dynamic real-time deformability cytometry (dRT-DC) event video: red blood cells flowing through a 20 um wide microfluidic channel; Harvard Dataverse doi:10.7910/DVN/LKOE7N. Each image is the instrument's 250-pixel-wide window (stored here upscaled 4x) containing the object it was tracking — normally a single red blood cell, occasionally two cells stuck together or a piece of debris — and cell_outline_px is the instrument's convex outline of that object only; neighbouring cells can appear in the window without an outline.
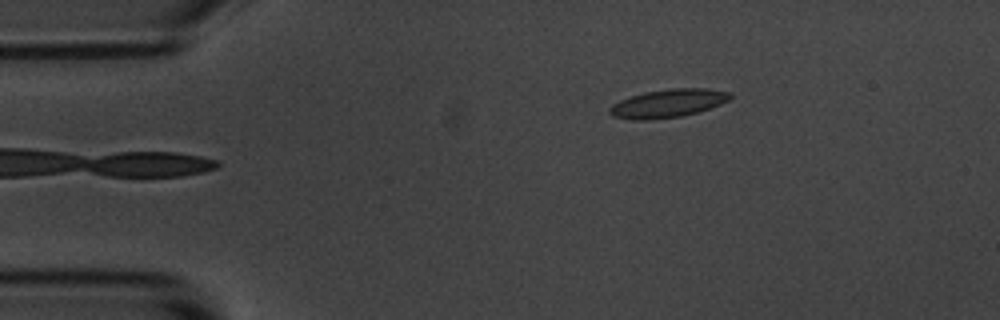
{"species": "common noctule bat (a hibernating species)", "species_latin": "Nyctalus noctula", "temperature_condition": "room temperature", "stored_images_in_passage": 5, "camera_frame_rate_fps": 3000, "um_per_image_px": 0.085, "animal": {"sex": "male", "body_mass_g": 20.1, "forearm_length_mm": 53.5}, "frame": {"image": 1, "passage_image": 5, "time_ms": 1.333, "image_size_px": [1000, 320], "cell_outline_px": [[732, 96], [728, 100], [720, 104], [696, 112], [680, 116], [652, 120], [636, 120], [612, 116], [608, 112], [608, 108], [612, 104], [620, 100], [644, 92], [672, 88], [704, 88], [732, 92]], "centroid_in_image_um": [56.75, 8.78], "position_along_channel_um": 28.2, "area_um2": 19.77}}